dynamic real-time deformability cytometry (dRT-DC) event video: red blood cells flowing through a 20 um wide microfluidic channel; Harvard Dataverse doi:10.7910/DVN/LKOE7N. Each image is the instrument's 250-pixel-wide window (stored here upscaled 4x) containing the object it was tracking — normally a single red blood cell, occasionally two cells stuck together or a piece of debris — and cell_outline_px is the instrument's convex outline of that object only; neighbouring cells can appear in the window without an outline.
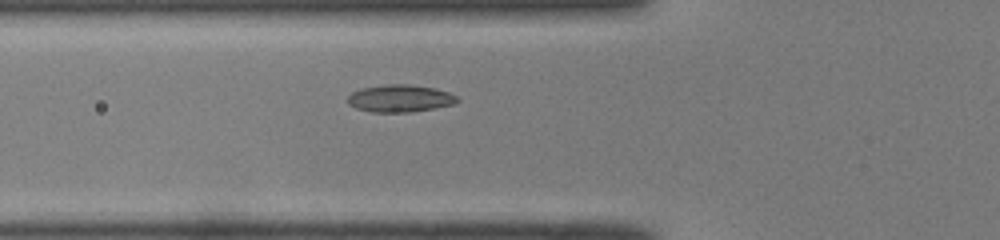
{"species": "common noctule bat (a hibernating species)", "species_latin": "Nyctalus noctula", "temperature_condition": "room temperature", "stored_images_in_passage": 29, "camera_frame_rate_fps": 3000, "um_per_image_px": 0.085, "animal": {"sex": "male", "body_mass_g": 19.0, "forearm_length_mm": 50.8}, "frame": {"image": 1, "passage_image": 2, "time_ms": 0.333, "image_size_px": [1000, 240], "cell_outline_px": [[460, 100], [452, 104], [412, 112], [372, 112], [356, 108], [348, 104], [348, 96], [352, 92], [360, 88], [384, 84], [412, 84], [432, 88], [448, 92], [456, 96]], "centroid_in_image_um": [33.95, 8.35], "position_along_channel_um": 91.8, "area_um2": 17.4}}
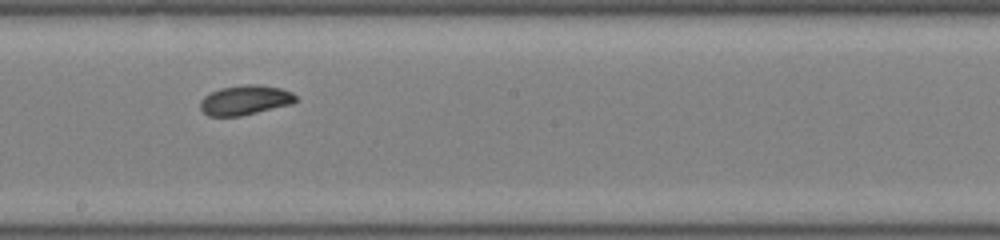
{"frame": {"image": 2, "passage_image": 12, "time_ms": 3.667, "image_size_px": [1000, 240], "cell_outline_px": [[296, 100], [292, 104], [240, 116], [208, 116], [200, 108], [200, 100], [204, 96], [220, 88], [244, 84], [260, 84], [280, 88], [292, 92], [296, 96]], "centroid_in_image_um": [20.83, 8.5], "position_along_channel_um": 227.4, "area_um2": 16.53}}
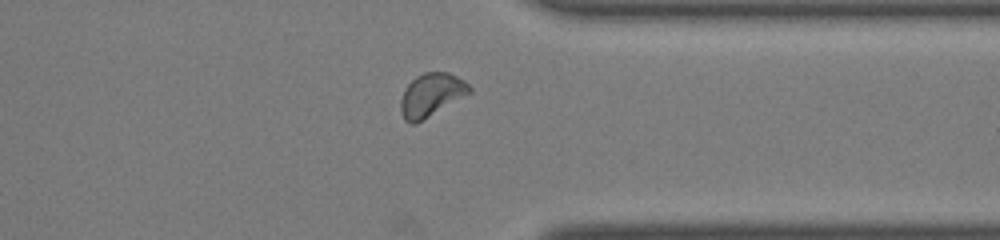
{"frame": {"image": 3, "passage_image": 23, "time_ms": 7.333, "image_size_px": [1000, 240], "cell_outline_px": [[472, 92], [416, 124], [408, 124], [404, 120], [400, 112], [400, 100], [404, 88], [416, 76], [424, 72], [448, 72], [464, 80], [472, 88]], "centroid_in_image_um": [36.63, 8.08], "position_along_channel_um": 374.8, "area_um2": 17.51}}